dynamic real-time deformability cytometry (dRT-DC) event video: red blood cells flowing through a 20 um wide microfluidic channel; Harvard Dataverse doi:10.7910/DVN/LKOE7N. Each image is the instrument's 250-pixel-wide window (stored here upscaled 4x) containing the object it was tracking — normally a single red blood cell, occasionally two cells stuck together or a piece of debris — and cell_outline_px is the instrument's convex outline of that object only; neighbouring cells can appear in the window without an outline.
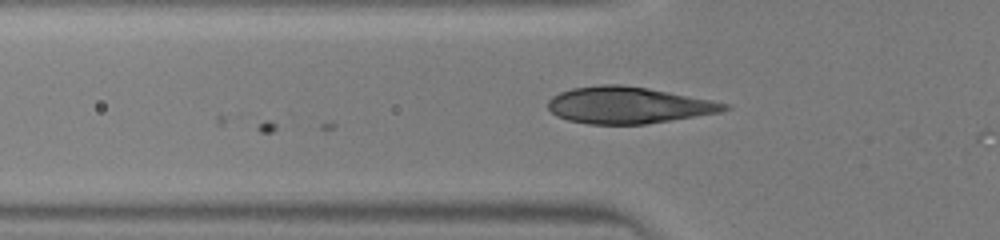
{"species": "human", "species_latin": "Homo sapiens", "temperature_condition": "warm", "stored_images_in_passage": 24, "camera_frame_rate_fps": 3000, "um_per_image_px": 0.085, "donor": {"sex": "male"}, "frame": {"image": 1, "passage_image": 4, "time_ms": 1.0, "image_size_px": [1000, 240], "cell_outline_px": [[732, 108], [720, 112], [644, 124], [588, 124], [568, 120], [556, 116], [548, 108], [548, 100], [552, 96], [560, 92], [572, 88], [600, 84], [620, 84], [648, 88], [712, 100], [732, 104]], "centroid_in_image_um": [53.4, 8.93], "position_along_channel_um": 72.4, "area_um2": 37.63}}
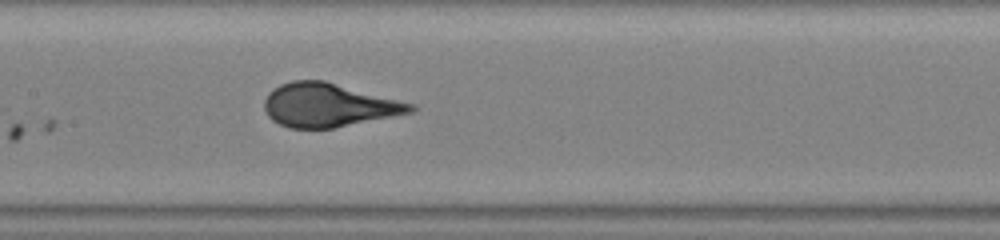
{"frame": {"image": 2, "passage_image": 11, "time_ms": 3.333, "image_size_px": [1000, 240], "cell_outline_px": [[416, 108], [412, 112], [332, 128], [288, 128], [272, 120], [268, 116], [264, 108], [264, 100], [268, 92], [272, 88], [280, 84], [292, 80], [324, 80], [416, 104]], "centroid_in_image_um": [27.89, 8.92], "position_along_channel_um": 179.5, "area_um2": 37.11}}
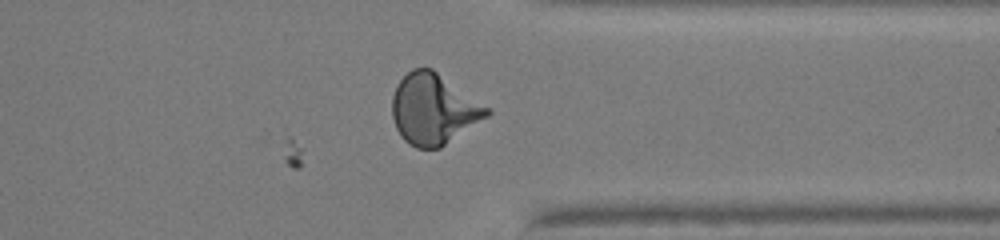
{"frame": {"image": 3, "passage_image": 24, "time_ms": 7.667, "image_size_px": [1000, 240], "cell_outline_px": [[492, 112], [488, 116], [440, 148], [416, 148], [408, 144], [400, 136], [396, 128], [392, 116], [392, 96], [400, 80], [412, 68], [432, 68], [492, 108]], "centroid_in_image_um": [36.87, 9.27], "position_along_channel_um": 374.5, "area_um2": 39.13}}